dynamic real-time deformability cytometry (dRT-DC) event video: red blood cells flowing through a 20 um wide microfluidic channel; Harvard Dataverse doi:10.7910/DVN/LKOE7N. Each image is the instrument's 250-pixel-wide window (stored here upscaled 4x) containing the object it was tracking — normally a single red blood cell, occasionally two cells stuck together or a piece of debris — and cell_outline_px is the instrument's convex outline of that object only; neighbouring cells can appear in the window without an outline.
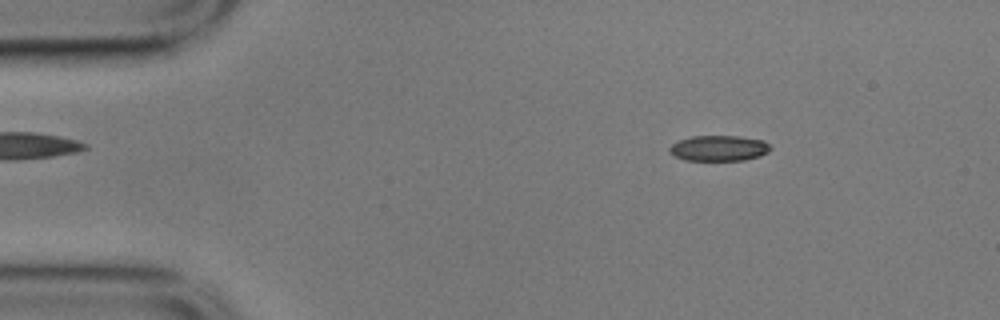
{"species": "common noctule bat (a hibernating species)", "species_latin": "Nyctalus noctula", "temperature_condition": "cold", "stored_images_in_passage": 56, "camera_frame_rate_fps": 3000, "um_per_image_px": 0.085, "animal": {"sex": "male", "body_mass_g": 17.9}, "frame": {"image": 1, "passage_image": 8, "time_ms": 2.333, "image_size_px": [1000, 320], "cell_outline_px": [[772, 148], [768, 152], [760, 156], [744, 160], [684, 160], [668, 152], [668, 148], [672, 144], [680, 140], [692, 136], [740, 136], [764, 140]], "centroid_in_image_um": [61.11, 12.59], "position_along_channel_um": 23.9, "area_um2": 15.09}}
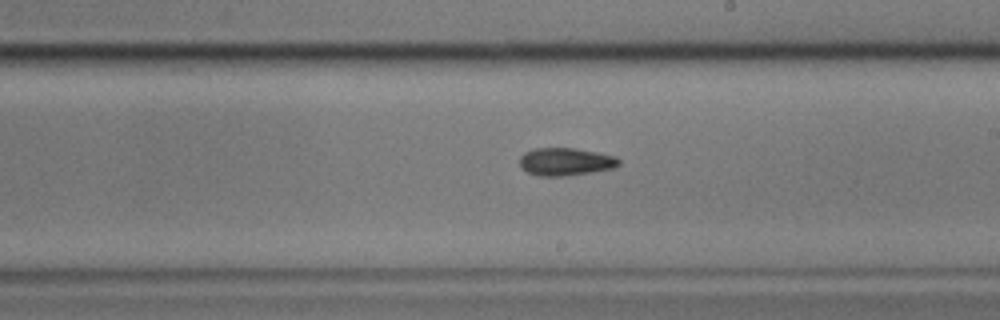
{"frame": {"image": 2, "passage_image": 32, "time_ms": 10.333, "image_size_px": [1000, 320], "cell_outline_px": [[620, 164], [612, 168], [588, 172], [560, 176], [540, 176], [528, 172], [520, 168], [520, 156], [524, 152], [532, 148], [572, 148], [596, 152], [616, 156], [620, 160]], "centroid_in_image_um": [48.03, 13.73], "position_along_channel_um": 241.0, "area_um2": 15.9}}
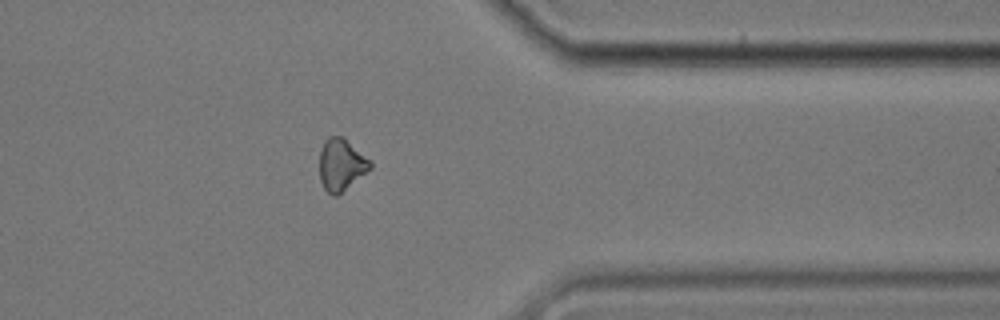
{"frame": {"image": 3, "passage_image": 45, "time_ms": 14.667, "image_size_px": [1000, 320], "cell_outline_px": [[372, 168], [336, 196], [332, 196], [324, 188], [320, 180], [320, 152], [324, 140], [328, 136], [344, 136], [372, 160]], "centroid_in_image_um": [29.03, 13.96], "position_along_channel_um": 382.4, "area_um2": 15.55}}